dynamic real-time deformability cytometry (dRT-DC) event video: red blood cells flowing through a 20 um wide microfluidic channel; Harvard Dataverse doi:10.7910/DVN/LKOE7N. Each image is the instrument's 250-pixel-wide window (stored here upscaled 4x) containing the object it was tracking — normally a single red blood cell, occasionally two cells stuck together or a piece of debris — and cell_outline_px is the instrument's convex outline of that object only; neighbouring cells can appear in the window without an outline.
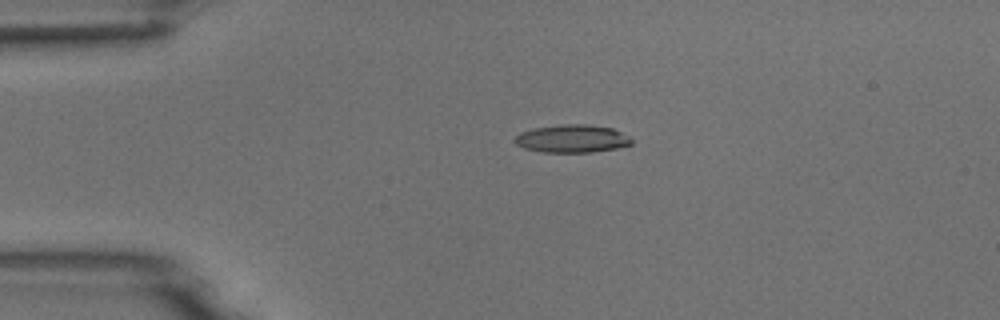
{"species": "common noctule bat (a hibernating species)", "species_latin": "Nyctalus noctula", "temperature_condition": "room temperature", "stored_images_in_passage": 4, "camera_frame_rate_fps": 3000, "um_per_image_px": 0.085, "animal": {"sex": "male", "body_mass_g": 18.8}, "frame": {"image": 1, "passage_image": 3, "time_ms": 3.333, "image_size_px": [1000, 320], "cell_outline_px": [[632, 144], [616, 148], [592, 152], [544, 152], [524, 148], [516, 144], [512, 140], [520, 132], [532, 128], [564, 124], [588, 124], [612, 128], [628, 136], [632, 140]], "centroid_in_image_um": [48.6, 11.78], "position_along_channel_um": 36.4, "area_um2": 18.96}}